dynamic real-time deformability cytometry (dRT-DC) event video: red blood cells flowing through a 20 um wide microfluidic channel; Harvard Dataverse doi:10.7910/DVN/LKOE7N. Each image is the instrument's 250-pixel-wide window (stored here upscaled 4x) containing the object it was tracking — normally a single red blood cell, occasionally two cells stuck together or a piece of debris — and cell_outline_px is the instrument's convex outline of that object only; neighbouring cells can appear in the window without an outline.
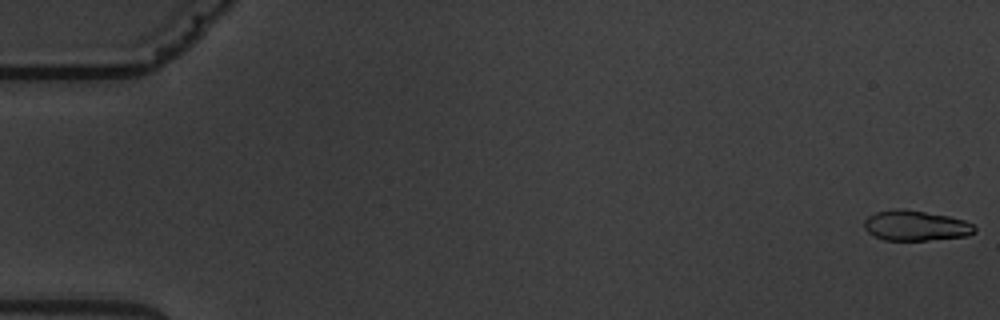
{"species": "common noctule bat (a hibernating species)", "species_latin": "Nyctalus noctula", "temperature_condition": "warm", "stored_images_in_passage": 5, "camera_frame_rate_fps": 3000, "um_per_image_px": 0.085, "animal": {"sex": "male", "body_mass_g": 19.5, "forearm_length_mm": 54.6}, "frame": {"image": 1, "passage_image": 1, "time_ms": 0.0, "image_size_px": [1000, 320], "cell_outline_px": [[976, 232], [968, 236], [924, 240], [884, 240], [868, 232], [864, 228], [864, 220], [868, 216], [876, 212], [892, 208], [904, 208], [948, 216], [964, 220], [972, 224], [976, 228]], "centroid_in_image_um": [77.82, 19.16], "position_along_channel_um": 7.2, "area_um2": 19.54}}
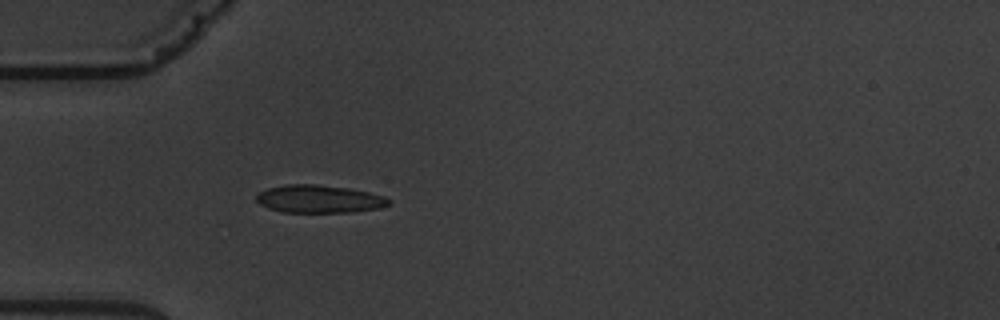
{"frame": {"image": 2, "passage_image": 5, "time_ms": 5.667, "image_size_px": [1000, 320], "cell_outline_px": [[392, 204], [380, 208], [352, 212], [284, 212], [268, 208], [260, 204], [256, 200], [256, 192], [268, 188], [284, 184], [316, 184], [348, 188], [368, 192], [384, 196], [392, 200]], "centroid_in_image_um": [27.13, 16.91], "position_along_channel_um": 57.9, "area_um2": 21.68}}